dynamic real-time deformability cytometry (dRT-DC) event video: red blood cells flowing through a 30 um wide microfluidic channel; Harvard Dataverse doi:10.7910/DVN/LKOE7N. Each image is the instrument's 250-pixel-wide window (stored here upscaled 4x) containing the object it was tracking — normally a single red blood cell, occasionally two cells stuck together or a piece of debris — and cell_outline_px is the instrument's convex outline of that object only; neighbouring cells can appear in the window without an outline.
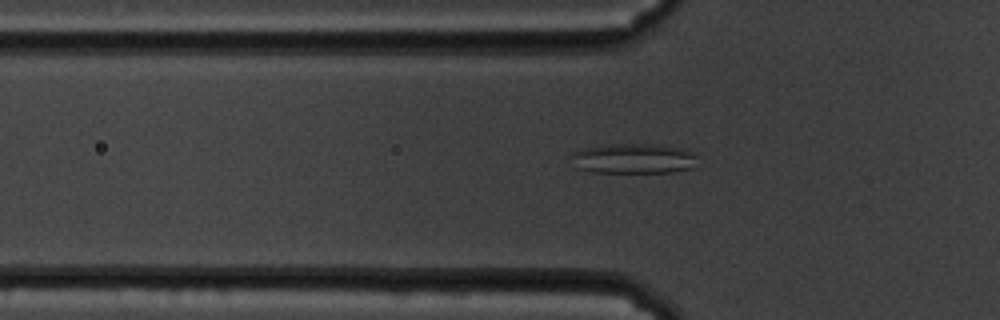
{"species": "common noctule bat (a hibernating species)", "species_latin": "Nyctalus noctula", "temperature_condition": "cold", "stored_images_in_passage": 56, "camera_frame_rate_fps": 3000, "um_per_image_px": 0.085, "animal": {"sex": "male", "body_mass_g": 19.5, "forearm_length_mm": 54.6}, "frame": {"image": 1, "passage_image": 16, "time_ms": 5.0, "image_size_px": [1000, 320], "cell_outline_px": [[696, 156], [692, 168], [672, 172], [592, 172], [576, 168], [572, 156], [572, 152], [584, 148], [608, 144], [636, 144], [684, 148], [692, 152]], "centroid_in_image_um": [53.82, 13.48], "position_along_channel_um": 72.0, "area_um2": 21.79}}
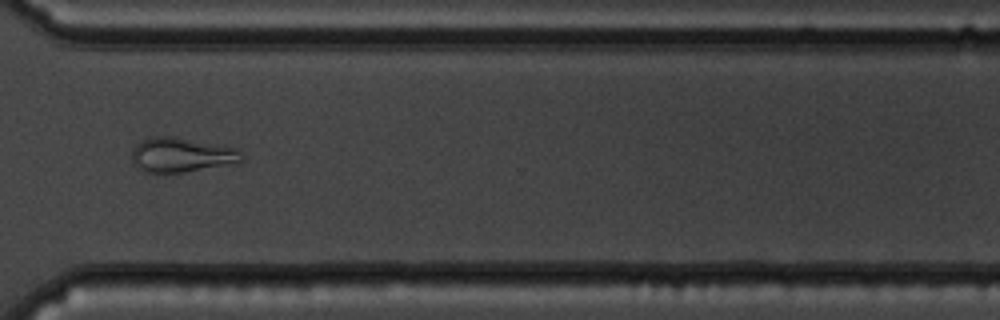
{"frame": {"image": 2, "passage_image": 41, "time_ms": 13.333, "image_size_px": [1000, 320], "cell_outline_px": [[244, 160], [240, 164], [184, 172], [148, 172], [140, 168], [132, 160], [132, 152], [136, 144], [152, 136], [172, 136], [224, 144], [236, 148], [240, 152]], "centroid_in_image_um": [15.54, 13.16], "position_along_channel_um": 355.1, "area_um2": 22.48}}
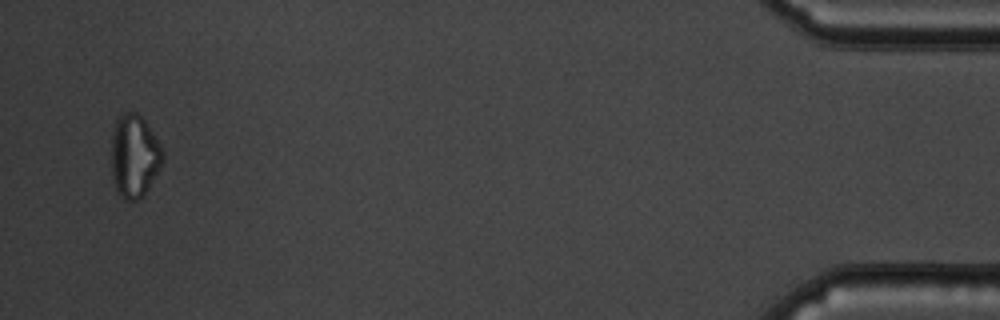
{"frame": {"image": 3, "passage_image": 54, "time_ms": 17.667, "image_size_px": [1000, 320], "cell_outline_px": [[164, 160], [160, 168], [144, 196], [136, 200], [124, 200], [120, 196], [116, 188], [112, 176], [112, 132], [116, 120], [124, 112], [136, 112], [144, 120], [160, 144], [164, 152]], "centroid_in_image_um": [11.43, 13.28], "position_along_channel_um": 423.8, "area_um2": 24.8}, "authors_computed_cell_mechanics": {"area_um2": 22.8599, "velocity_mm_per_s": 3.399, "shape_relaxation_time_tau1_ms": null, "shape_relaxation_time_tau2_ms": 3.3481, "deformation_change_tau1": null, "deformation_change_tau2": 0.1087}}